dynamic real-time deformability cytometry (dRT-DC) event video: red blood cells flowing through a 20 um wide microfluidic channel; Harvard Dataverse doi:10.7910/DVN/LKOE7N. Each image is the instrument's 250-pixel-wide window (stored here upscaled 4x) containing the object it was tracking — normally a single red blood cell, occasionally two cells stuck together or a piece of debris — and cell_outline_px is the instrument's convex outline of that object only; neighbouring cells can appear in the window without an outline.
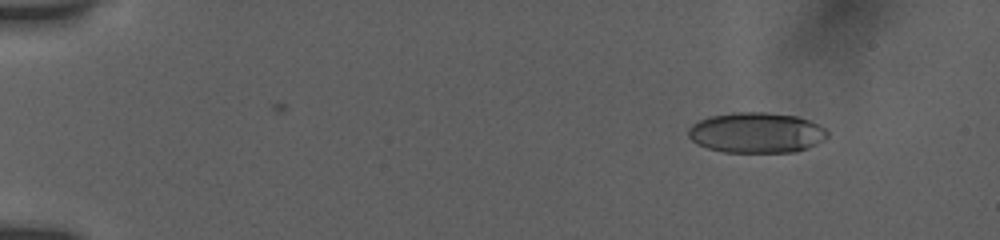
{"species": "human", "species_latin": "Homo sapiens", "temperature_condition": "room temperature", "stored_images_in_passage": 57, "camera_frame_rate_fps": 3000, "um_per_image_px": 0.085, "donor": {"sex": "female"}, "frame": {"image": 1, "passage_image": 9, "time_ms": 2.0, "image_size_px": [1000, 240], "cell_outline_px": [[828, 136], [824, 140], [808, 148], [796, 152], [724, 152], [708, 148], [696, 144], [688, 136], [688, 128], [692, 124], [708, 116], [732, 112], [768, 112], [796, 116], [812, 120], [820, 124], [828, 132]], "centroid_in_image_um": [64.31, 11.27], "position_along_channel_um": 20.7, "area_um2": 33.23}}
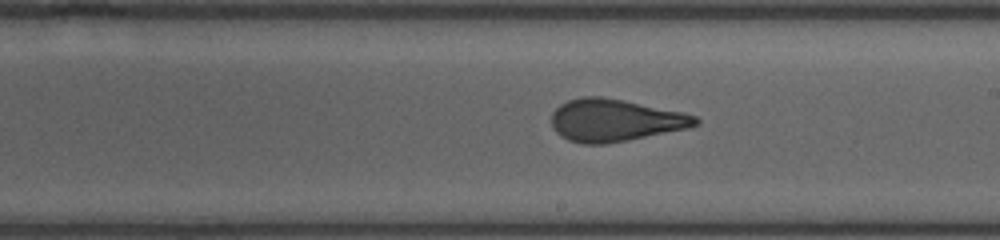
{"frame": {"image": 2, "passage_image": 38, "time_ms": 10.667, "image_size_px": [1000, 240], "cell_outline_px": [[700, 124], [688, 128], [628, 140], [604, 144], [580, 144], [568, 140], [560, 136], [552, 128], [552, 112], [560, 104], [568, 100], [584, 96], [600, 96], [680, 112], [696, 116], [700, 120]], "centroid_in_image_um": [52.23, 10.24], "position_along_channel_um": 236.8, "area_um2": 35.26}}
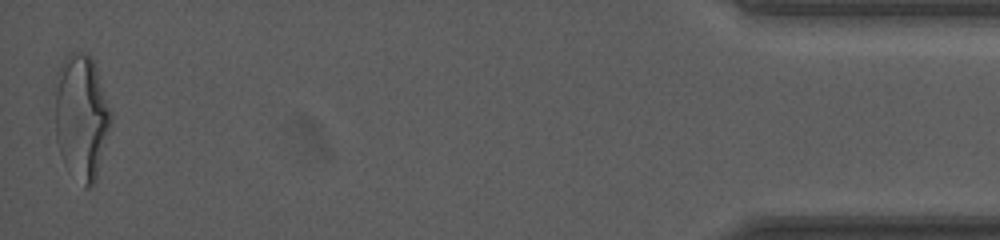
{"frame": {"image": 3, "passage_image": 57, "time_ms": 17.667, "image_size_px": [1000, 240], "cell_outline_px": [[112, 120], [96, 180], [88, 188], [84, 188], [64, 160], [60, 152], [56, 140], [56, 92], [60, 68], [68, 52], [88, 52], [92, 56], [112, 112]], "centroid_in_image_um": [6.96, 9.91], "position_along_channel_um": 428.2, "area_um2": 40.29}, "authors_computed_cell_mechanics": {"area_um2": 34.6222, "velocity_mm_per_s": 3.8779, "shape_relaxation_time_tau1_ms": 6.0924, "shape_relaxation_time_tau2_ms": 1.1379, "deformation_change_tau1": 0.2291, "deformation_change_tau2": 0.1007}}